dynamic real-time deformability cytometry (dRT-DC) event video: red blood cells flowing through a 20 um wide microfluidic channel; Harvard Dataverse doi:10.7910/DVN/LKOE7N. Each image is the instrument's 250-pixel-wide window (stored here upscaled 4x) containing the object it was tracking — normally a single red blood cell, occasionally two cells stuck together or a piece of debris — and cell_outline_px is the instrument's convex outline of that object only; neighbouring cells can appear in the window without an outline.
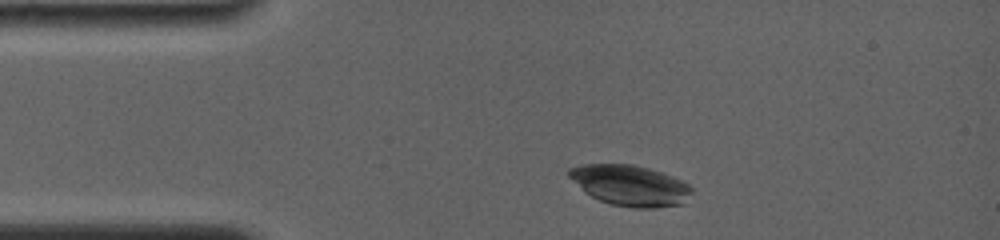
{"species": "common noctule bat (a hibernating species)", "species_latin": "Nyctalus noctula", "temperature_condition": "room temperature", "stored_images_in_passage": 4, "camera_frame_rate_fps": 4000, "um_per_image_px": 0.085, "animal": {"sex": "female", "body_mass_g": 19.0, "forearm_length_mm": 56.7}, "frame": {"image": 1, "passage_image": 2, "time_ms": 1.0, "image_size_px": [1000, 240], "cell_outline_px": [[692, 192], [684, 204], [656, 208], [632, 208], [612, 204], [600, 200], [584, 192], [564, 172], [568, 168], [580, 164], [632, 164], [648, 168], [672, 176], [688, 184], [692, 188]], "centroid_in_image_um": [53.53, 15.76], "position_along_channel_um": 31.5, "area_um2": 29.3}}